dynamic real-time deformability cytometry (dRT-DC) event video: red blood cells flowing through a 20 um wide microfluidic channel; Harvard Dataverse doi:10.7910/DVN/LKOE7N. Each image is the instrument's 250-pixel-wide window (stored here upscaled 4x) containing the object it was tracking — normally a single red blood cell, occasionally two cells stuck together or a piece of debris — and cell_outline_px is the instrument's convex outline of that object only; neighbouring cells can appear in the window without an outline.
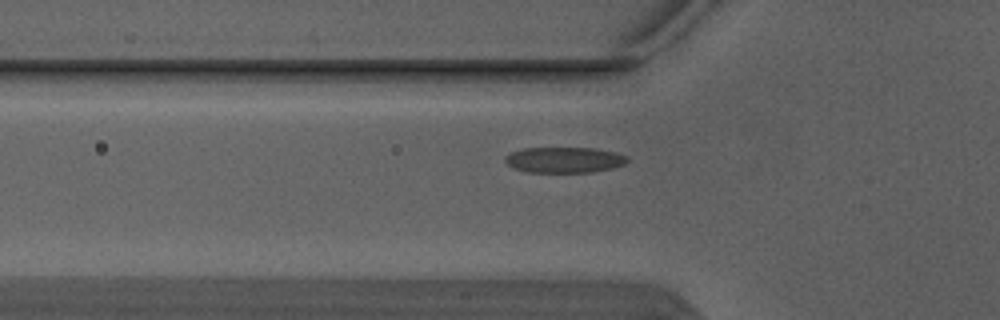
{"species": "Egyptian fruit bat (a non-hibernating species)", "species_latin": "Rousettus aegyptiacus", "temperature_condition": "warm", "stored_images_in_passage": 7, "camera_frame_rate_fps": 3000, "um_per_image_px": 0.085, "animal": {"sex": "male"}, "frame": {"image": 1, "passage_image": 7, "time_ms": 2.0, "image_size_px": [1000, 320], "cell_outline_px": [[628, 160], [624, 164], [612, 168], [592, 172], [528, 172], [516, 168], [508, 164], [504, 160], [504, 156], [512, 152], [524, 148], [592, 148], [616, 152], [628, 156]], "centroid_in_image_um": [47.98, 13.58], "position_along_channel_um": 77.8, "area_um2": 18.21}}